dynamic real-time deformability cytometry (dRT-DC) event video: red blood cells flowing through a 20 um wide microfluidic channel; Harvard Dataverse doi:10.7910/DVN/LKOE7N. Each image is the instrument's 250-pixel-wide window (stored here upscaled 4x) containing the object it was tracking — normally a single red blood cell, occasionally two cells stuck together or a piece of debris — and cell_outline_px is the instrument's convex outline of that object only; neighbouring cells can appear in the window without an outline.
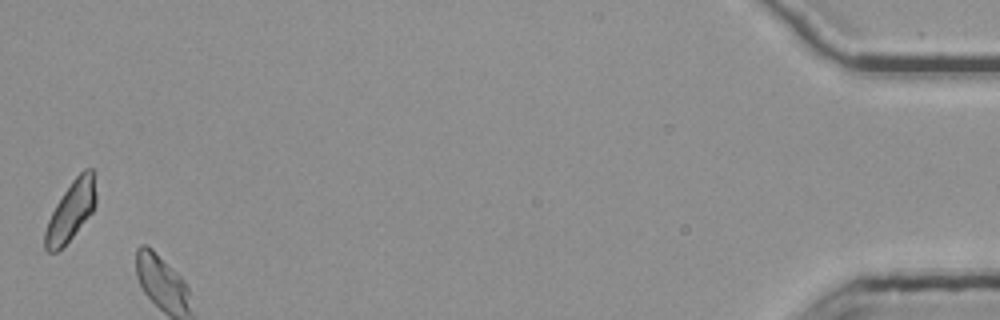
{"species": "common noctule bat (a hibernating species)", "species_latin": "Nyctalus noctula", "temperature_condition": "room temperature", "stored_images_in_passage": 47, "camera_frame_rate_fps": 3000, "um_per_image_px": 0.085, "animal": {"sex": "female", "body_mass_g": 25.1}, "frame": {"image": 1, "passage_image": 47, "time_ms": 15.333, "image_size_px": [1000, 320], "cell_outline_px": [[96, 204], [92, 212], [72, 236], [56, 252], [48, 252], [44, 248], [44, 232], [48, 220], [56, 204], [72, 180], [84, 168], [92, 168], [96, 192]], "centroid_in_image_um": [6.02, 17.91], "position_along_channel_um": 429.2, "area_um2": 17.4}, "authors_computed_cell_mechanics": {"area_um2": 18.7272, "velocity_mm_per_s": 3.7106, "shape_relaxation_time_tau1_ms": 9.1012, "shape_relaxation_time_tau2_ms": 3.6176, "deformation_change_tau1": 0.1925, "deformation_change_tau2": 0.0862}}